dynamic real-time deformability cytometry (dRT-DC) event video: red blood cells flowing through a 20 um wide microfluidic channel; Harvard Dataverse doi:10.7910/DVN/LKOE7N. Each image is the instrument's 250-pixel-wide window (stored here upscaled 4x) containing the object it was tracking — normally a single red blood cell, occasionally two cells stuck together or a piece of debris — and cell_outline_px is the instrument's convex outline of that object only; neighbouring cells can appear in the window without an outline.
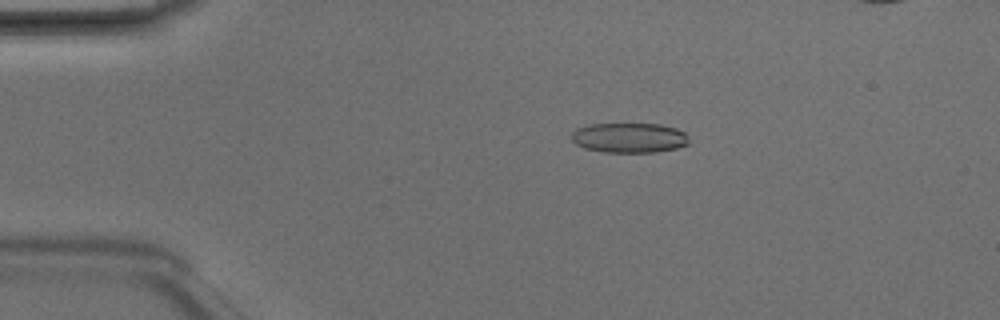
{"species": "Egyptian fruit bat (a non-hibernating species)", "species_latin": "Rousettus aegyptiacus", "temperature_condition": "room temperature", "stored_images_in_passage": 5, "camera_frame_rate_fps": 3000, "um_per_image_px": 0.085, "animal": {"sex": "male"}, "frame": {"image": 1, "passage_image": 3, "time_ms": 0.667, "image_size_px": [1000, 320], "cell_outline_px": [[688, 144], [676, 148], [652, 152], [604, 152], [584, 148], [576, 144], [572, 140], [572, 132], [576, 128], [588, 124], [660, 124], [676, 128], [684, 132], [688, 136]], "centroid_in_image_um": [53.47, 11.7], "position_along_channel_um": 31.5, "area_um2": 20.46}}